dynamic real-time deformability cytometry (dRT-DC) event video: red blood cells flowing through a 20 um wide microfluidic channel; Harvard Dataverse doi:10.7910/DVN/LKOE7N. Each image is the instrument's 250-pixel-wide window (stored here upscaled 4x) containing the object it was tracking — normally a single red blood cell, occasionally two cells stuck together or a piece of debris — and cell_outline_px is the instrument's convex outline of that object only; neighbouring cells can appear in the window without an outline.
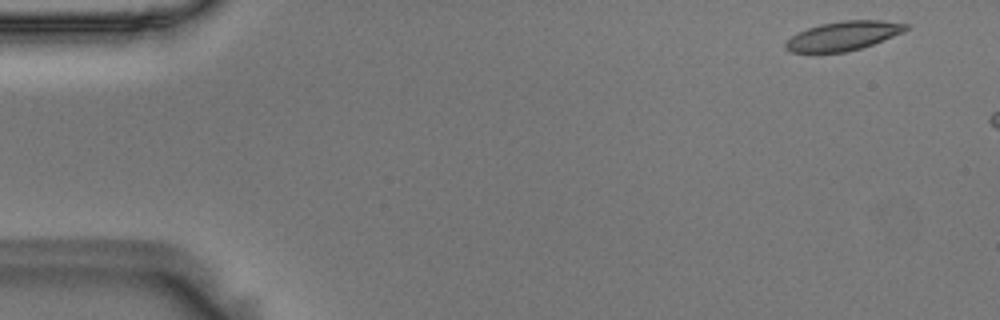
{"species": "Egyptian fruit bat (a non-hibernating species)", "species_latin": "Rousettus aegyptiacus", "temperature_condition": "room temperature", "stored_images_in_passage": 49, "camera_frame_rate_fps": 3000, "um_per_image_px": 0.085, "animal": {"sex": "male"}, "frame": {"image": 1, "passage_image": 2, "time_ms": 0.333, "image_size_px": [1000, 320], "cell_outline_px": [[908, 28], [904, 32], [872, 44], [848, 52], [792, 52], [784, 48], [784, 44], [792, 36], [808, 28], [820, 24], [844, 20], [880, 20], [908, 24]], "centroid_in_image_um": [71.69, 3.04], "position_along_channel_um": 13.3, "area_um2": 20.17}}
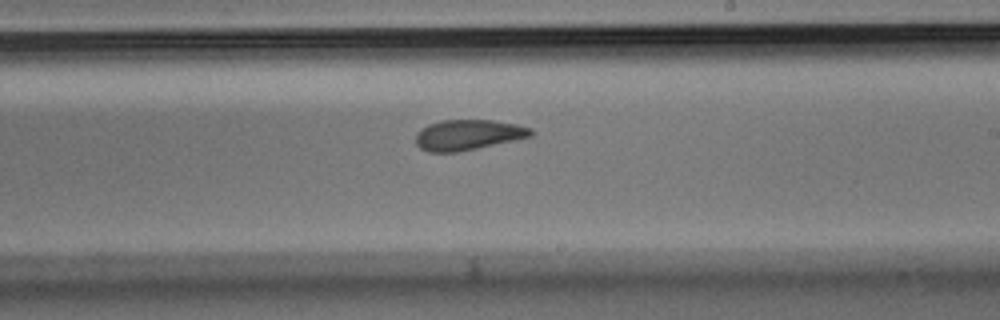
{"frame": {"image": 2, "passage_image": 31, "time_ms": 10.0, "image_size_px": [1000, 320], "cell_outline_px": [[536, 132], [532, 136], [476, 148], [456, 152], [428, 152], [420, 148], [416, 144], [416, 132], [428, 124], [440, 120], [492, 120], [516, 124], [532, 128]], "centroid_in_image_um": [39.78, 11.45], "position_along_channel_um": 249.2, "area_um2": 20.4}}
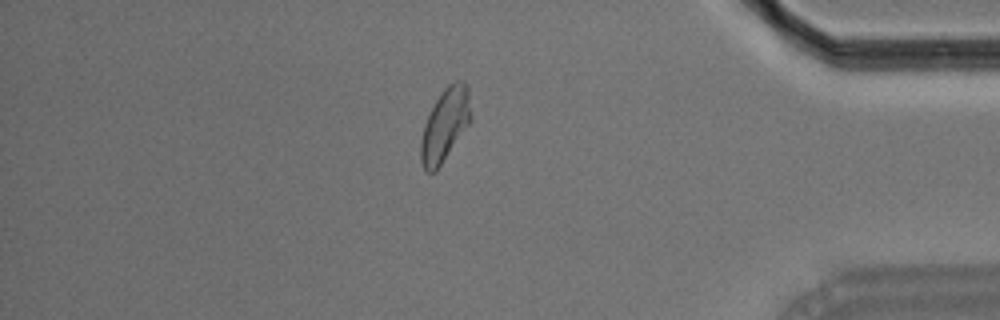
{"frame": {"image": 3, "passage_image": 46, "time_ms": 15.0, "image_size_px": [1000, 320], "cell_outline_px": [[472, 120], [436, 172], [424, 172], [420, 160], [420, 140], [424, 124], [440, 92], [448, 84], [456, 80], [460, 80], [468, 84], [472, 116]], "centroid_in_image_um": [37.83, 10.62], "position_along_channel_um": 397.4, "area_um2": 21.62}, "authors_computed_cell_mechanics": {"area_um2": 20.8658, "velocity_mm_per_s": 3.6137, "shape_relaxation_time_tau1_ms": null, "shape_relaxation_time_tau2_ms": 2.224, "deformation_change_tau1": null, "deformation_change_tau2": 0.0756}}